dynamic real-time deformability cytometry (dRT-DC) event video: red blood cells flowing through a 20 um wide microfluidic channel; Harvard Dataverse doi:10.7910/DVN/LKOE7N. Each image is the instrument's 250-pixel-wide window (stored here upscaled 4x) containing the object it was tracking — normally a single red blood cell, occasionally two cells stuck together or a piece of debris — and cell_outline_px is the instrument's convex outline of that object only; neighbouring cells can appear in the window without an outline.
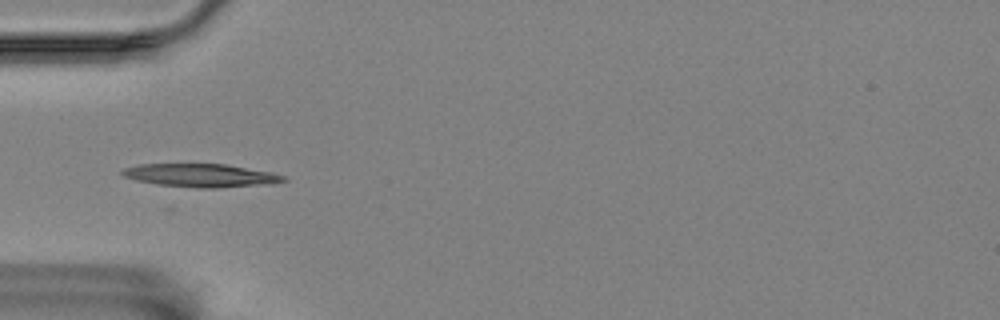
{"species": "Egyptian fruit bat (a non-hibernating species)", "species_latin": "Rousettus aegyptiacus", "temperature_condition": "room temperature", "stored_images_in_passage": 3, "camera_frame_rate_fps": 3000, "um_per_image_px": 0.085, "animal": {"sex": "female"}, "frame": {"image": 1, "passage_image": 2, "time_ms": 3.667, "image_size_px": [1000, 320], "cell_outline_px": [[288, 180], [272, 184], [216, 188], [196, 188], [156, 184], [136, 180], [124, 176], [120, 172], [124, 168], [140, 164], [224, 164], [272, 172], [284, 176]], "centroid_in_image_um": [17.1, 14.91], "position_along_channel_um": 67.9, "area_um2": 21.85}}
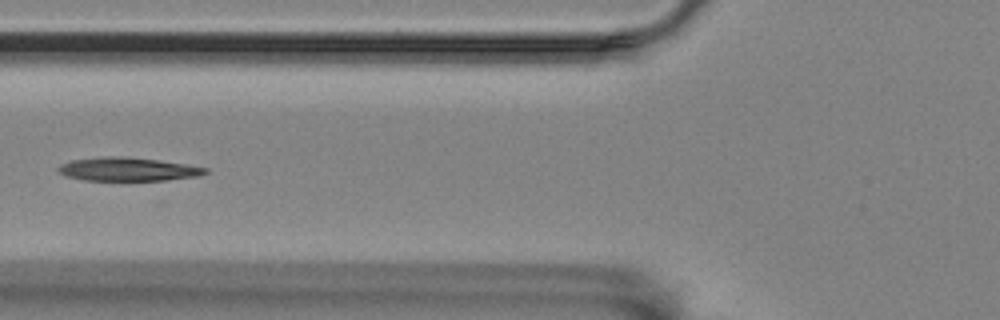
{"frame": {"image": 2, "passage_image": 3, "time_ms": 5.0, "image_size_px": [1000, 320], "cell_outline_px": [[208, 172], [200, 176], [168, 180], [84, 180], [68, 176], [60, 172], [56, 168], [60, 164], [72, 160], [112, 156], [156, 160], [184, 164], [208, 168]], "centroid_in_image_um": [10.89, 14.4], "position_along_channel_um": 114.9, "area_um2": 19.71}}